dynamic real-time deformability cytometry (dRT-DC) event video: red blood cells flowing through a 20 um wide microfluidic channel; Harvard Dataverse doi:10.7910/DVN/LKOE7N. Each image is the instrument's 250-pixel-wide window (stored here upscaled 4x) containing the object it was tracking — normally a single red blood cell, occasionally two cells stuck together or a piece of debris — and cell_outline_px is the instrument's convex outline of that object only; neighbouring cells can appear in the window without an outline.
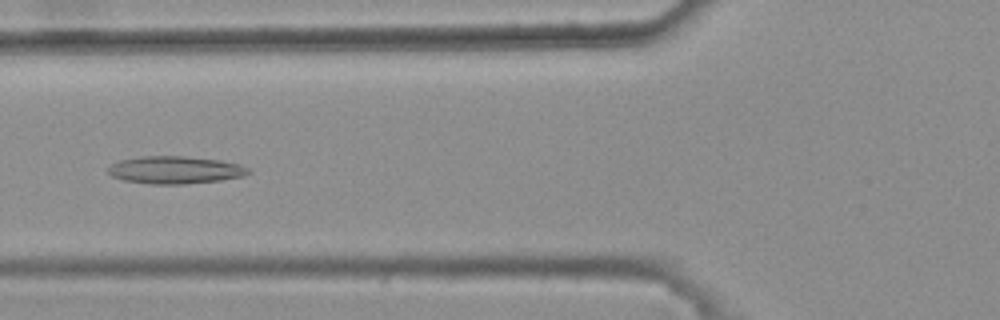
{"species": "common noctule bat (a hibernating species)", "species_latin": "Nyctalus noctula", "temperature_condition": "warm", "stored_images_in_passage": 46, "camera_frame_rate_fps": 3000, "um_per_image_px": 0.085, "animal": {"sex": "female", "body_mass_g": 25.1}, "frame": {"image": 1, "passage_image": 20, "time_ms": 6.333, "image_size_px": [1000, 320], "cell_outline_px": [[252, 172], [244, 176], [220, 180], [184, 184], [152, 184], [124, 180], [112, 176], [108, 172], [108, 168], [112, 164], [120, 160], [140, 156], [184, 156], [220, 160], [240, 164], [248, 168]], "centroid_in_image_um": [14.91, 14.44], "position_along_channel_um": 110.9, "area_um2": 22.48}}
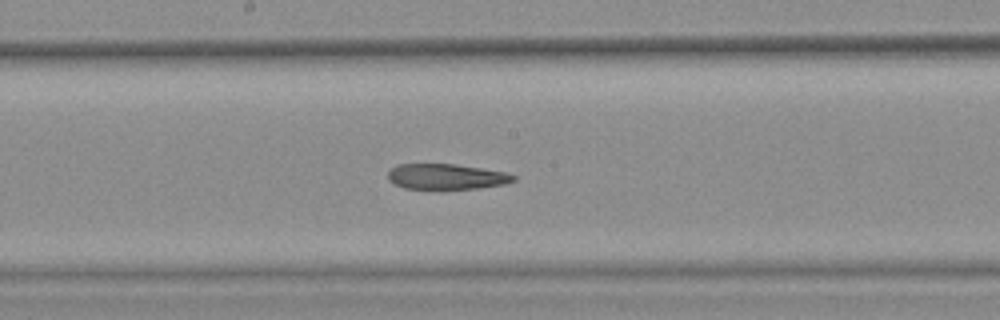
{"frame": {"image": 2, "passage_image": 28, "time_ms": 9.0, "image_size_px": [1000, 320], "cell_outline_px": [[516, 180], [504, 184], [480, 188], [404, 188], [388, 180], [388, 172], [396, 164], [456, 164], [504, 172], [516, 176]], "centroid_in_image_um": [37.93, 15.0], "position_along_channel_um": 210.3, "area_um2": 18.38}}
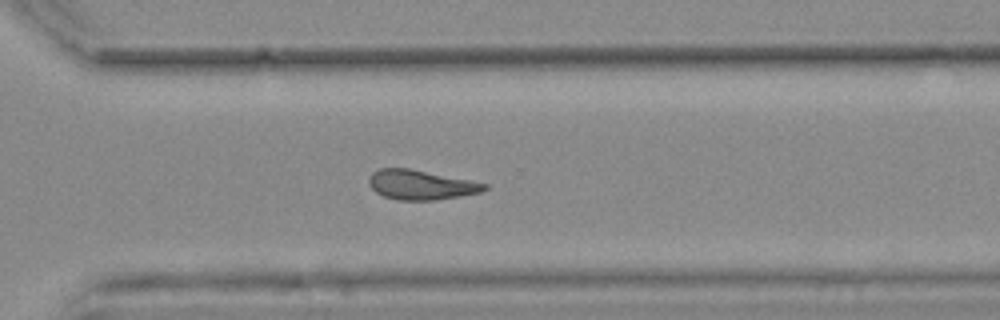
{"frame": {"image": 3, "passage_image": 38, "time_ms": 12.333, "image_size_px": [1000, 320], "cell_outline_px": [[488, 188], [480, 192], [460, 196], [436, 200], [400, 200], [384, 196], [376, 192], [368, 184], [368, 176], [376, 168], [408, 168], [488, 184]], "centroid_in_image_um": [35.72, 15.71], "position_along_channel_um": 334.9, "area_um2": 19.83}, "authors_computed_cell_mechanics": {"area_um2": 21.0681, "velocity_mm_per_s": 3.7341, "shape_relaxation_time_tau1_ms": null, "shape_relaxation_time_tau2_ms": 9.595, "deformation_change_tau1": null, "deformation_change_tau2": 0.197}}